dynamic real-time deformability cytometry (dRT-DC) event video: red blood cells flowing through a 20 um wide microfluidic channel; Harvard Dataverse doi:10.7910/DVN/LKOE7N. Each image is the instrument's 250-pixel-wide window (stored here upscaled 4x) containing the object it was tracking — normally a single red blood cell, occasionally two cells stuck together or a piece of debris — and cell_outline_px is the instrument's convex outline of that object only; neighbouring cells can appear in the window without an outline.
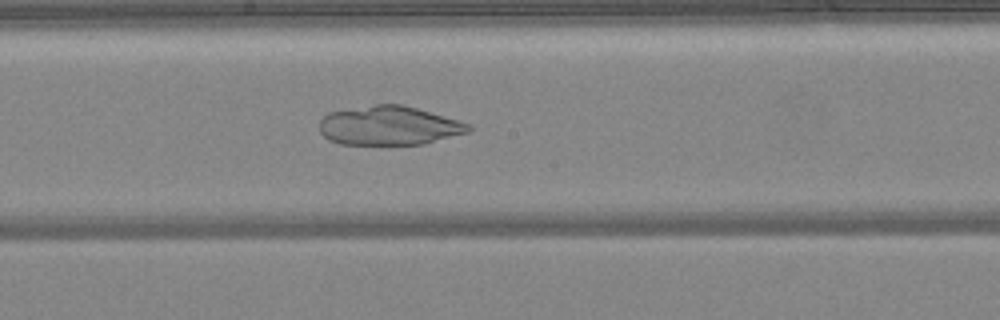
{"species": "common noctule bat (a hibernating species)", "species_latin": "Nyctalus noctula", "temperature_condition": "warm", "stored_images_in_passage": 44, "camera_frame_rate_fps": 3000, "um_per_image_px": 0.085, "animal": {"sex": "female", "body_mass_g": 24.6, "forearm_length_mm": 56.2}, "frame": {"image": 1, "passage_image": 26, "time_ms": 8.333, "image_size_px": [1000, 320], "cell_outline_px": [[472, 128], [468, 132], [424, 144], [340, 144], [328, 140], [320, 132], [320, 120], [328, 112], [376, 104], [400, 104], [416, 108], [460, 120], [472, 124]], "centroid_in_image_um": [33.08, 10.68], "position_along_channel_um": 215.1, "area_um2": 33.93}}